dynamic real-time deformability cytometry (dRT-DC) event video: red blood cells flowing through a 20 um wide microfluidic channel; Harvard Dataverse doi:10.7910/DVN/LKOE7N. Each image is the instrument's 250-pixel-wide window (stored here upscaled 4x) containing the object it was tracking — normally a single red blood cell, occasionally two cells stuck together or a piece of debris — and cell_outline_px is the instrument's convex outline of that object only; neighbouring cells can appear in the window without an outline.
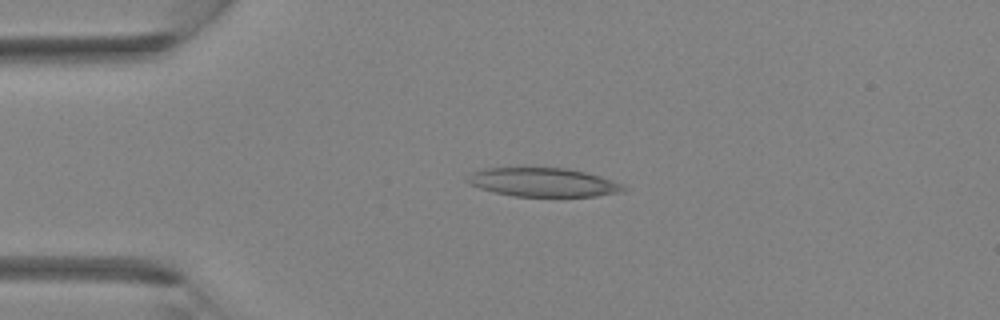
{"species": "Egyptian fruit bat (a non-hibernating species)", "species_latin": "Rousettus aegyptiacus", "temperature_condition": "room temperature", "stored_images_in_passage": 1, "camera_frame_rate_fps": 3000, "um_per_image_px": 0.085, "animal": {"sex": "female"}, "frame": {"image": 1, "passage_image": 1, "time_ms": 0.0, "image_size_px": [1000, 320], "cell_outline_px": [[628, 188], [624, 192], [596, 196], [512, 196], [480, 188], [468, 184], [464, 180], [472, 172], [484, 168], [564, 168], [584, 172], [600, 176], [624, 184]], "centroid_in_image_um": [46.18, 15.5], "position_along_channel_um": 38.8, "area_um2": 26.18}}